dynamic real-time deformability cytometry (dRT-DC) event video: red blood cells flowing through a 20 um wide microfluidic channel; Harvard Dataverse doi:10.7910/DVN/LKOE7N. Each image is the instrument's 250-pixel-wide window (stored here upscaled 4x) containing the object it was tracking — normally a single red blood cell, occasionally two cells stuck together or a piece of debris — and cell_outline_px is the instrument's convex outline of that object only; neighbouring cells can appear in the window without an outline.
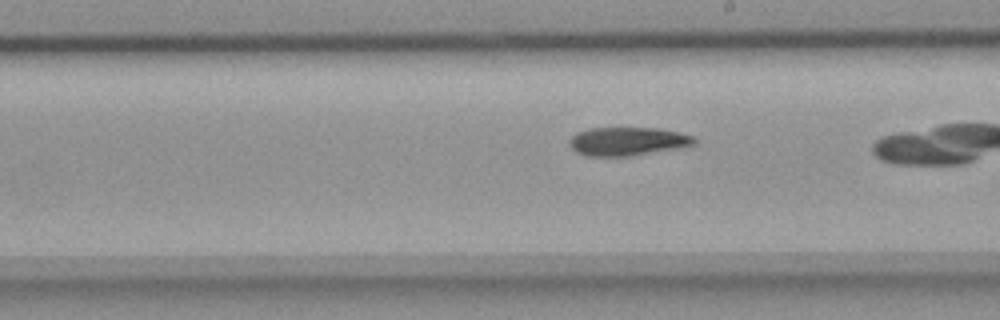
{"species": "common noctule bat (a hibernating species)", "species_latin": "Nyctalus noctula", "temperature_condition": "room temperature", "stored_images_in_passage": 32, "camera_frame_rate_fps": 3000, "um_per_image_px": 0.085, "animal": {"sex": "female", "body_mass_g": 18.4}, "frame": {"image": 1, "passage_image": 28, "time_ms": 9.0, "image_size_px": [1000, 320], "cell_outline_px": [[696, 144], [676, 148], [632, 156], [588, 156], [576, 152], [568, 144], [568, 140], [576, 132], [588, 128], [660, 128], [692, 136], [696, 140]], "centroid_in_image_um": [53.29, 12.01], "position_along_channel_um": 235.7, "area_um2": 20.69}}